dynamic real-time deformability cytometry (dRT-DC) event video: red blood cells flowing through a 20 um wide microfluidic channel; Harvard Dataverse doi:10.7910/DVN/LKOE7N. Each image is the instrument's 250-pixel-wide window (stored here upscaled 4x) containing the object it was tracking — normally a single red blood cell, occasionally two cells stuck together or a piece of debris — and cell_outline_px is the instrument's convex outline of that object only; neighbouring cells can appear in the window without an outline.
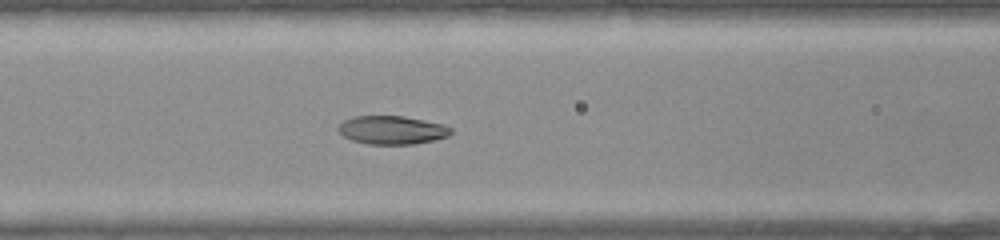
{"species": "common noctule bat (a hibernating species)", "species_latin": "Nyctalus noctula", "temperature_condition": "warm", "stored_images_in_passage": 40, "camera_frame_rate_fps": 3000, "um_per_image_px": 0.085, "animal": {"sex": "female", "body_mass_g": 22.0, "forearm_length_mm": 56.7}, "frame": {"image": 1, "passage_image": 17, "time_ms": 5.333, "image_size_px": [1000, 240], "cell_outline_px": [[452, 132], [448, 136], [436, 140], [412, 144], [368, 144], [352, 140], [344, 136], [336, 128], [344, 120], [352, 116], [404, 116], [444, 124], [452, 128]], "centroid_in_image_um": [33.34, 11.05], "position_along_channel_um": 133.3, "area_um2": 18.73}}
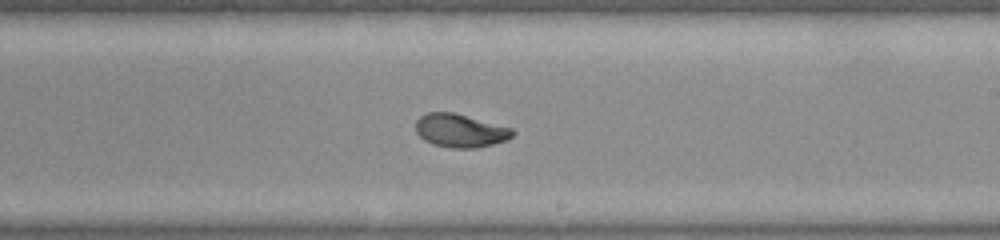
{"frame": {"image": 2, "passage_image": 24, "time_ms": 7.667, "image_size_px": [1000, 240], "cell_outline_px": [[516, 132], [508, 140], [476, 148], [452, 148], [432, 144], [424, 140], [416, 132], [416, 120], [420, 116], [428, 112], [452, 112], [512, 128]], "centroid_in_image_um": [39.11, 11.11], "position_along_channel_um": 249.9, "area_um2": 18.79}}
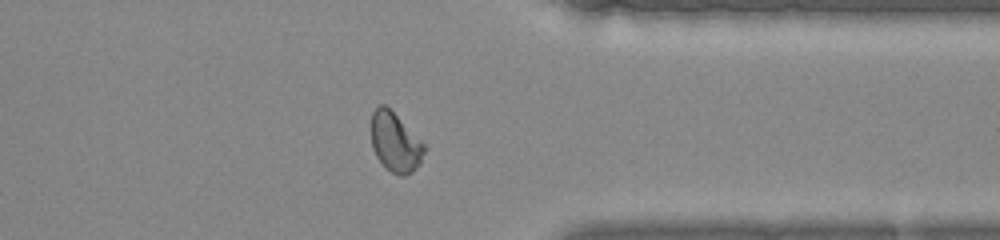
{"frame": {"image": 3, "passage_image": 32, "time_ms": 10.333, "image_size_px": [1000, 240], "cell_outline_px": [[428, 148], [420, 164], [412, 172], [404, 176], [400, 176], [392, 172], [376, 156], [372, 148], [372, 112], [380, 104], [384, 104]], "centroid_in_image_um": [33.62, 12.13], "position_along_channel_um": 377.8, "area_um2": 17.98}}